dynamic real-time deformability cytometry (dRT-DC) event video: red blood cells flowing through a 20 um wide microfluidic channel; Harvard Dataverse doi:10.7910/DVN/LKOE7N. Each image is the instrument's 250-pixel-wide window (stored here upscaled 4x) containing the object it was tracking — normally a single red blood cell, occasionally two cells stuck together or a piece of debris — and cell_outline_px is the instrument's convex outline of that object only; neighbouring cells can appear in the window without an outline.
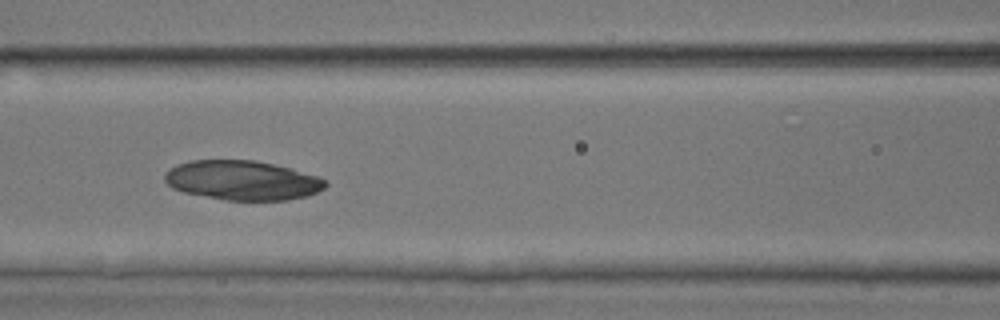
{"species": "common noctule bat (a hibernating species)", "species_latin": "Nyctalus noctula", "temperature_condition": "room temperature", "stored_images_in_passage": 10, "camera_frame_rate_fps": 3000, "um_per_image_px": 0.085, "animal": {"sex": "male", "body_mass_g": 17.9, "forearm_length_mm": 54.2}, "frame": {"image": 1, "passage_image": 7, "time_ms": 2.0, "image_size_px": [1000, 320], "cell_outline_px": [[328, 184], [324, 188], [308, 196], [288, 200], [224, 200], [184, 192], [172, 188], [164, 180], [164, 176], [176, 164], [192, 160], [256, 160], [288, 168], [316, 176], [324, 180]], "centroid_in_image_um": [20.58, 15.33], "position_along_channel_um": 146.0, "area_um2": 36.7}}